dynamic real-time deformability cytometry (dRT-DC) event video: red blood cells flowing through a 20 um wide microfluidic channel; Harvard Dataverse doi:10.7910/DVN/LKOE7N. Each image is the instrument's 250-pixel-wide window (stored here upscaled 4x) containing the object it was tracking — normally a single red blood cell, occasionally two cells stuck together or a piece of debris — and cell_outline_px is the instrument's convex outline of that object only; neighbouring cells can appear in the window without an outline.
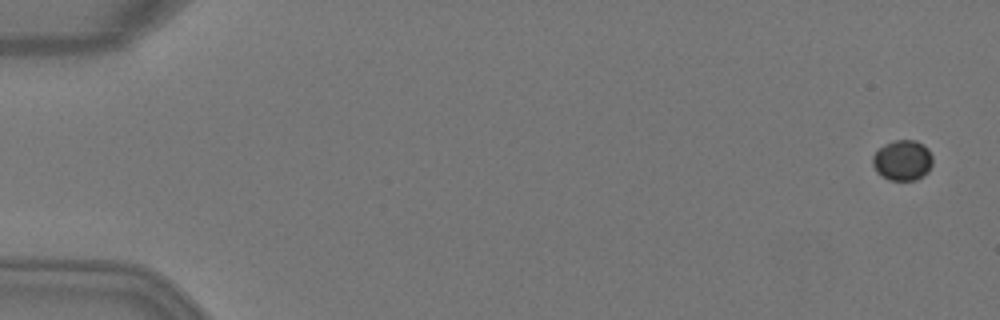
{"species": "Egyptian fruit bat (a non-hibernating species)", "species_latin": "Rousettus aegyptiacus", "temperature_condition": "warm", "stored_images_in_passage": 6, "camera_frame_rate_fps": 3000, "um_per_image_px": 0.085, "animal": {"sex": "female"}, "frame": {"image": 1, "passage_image": 1, "time_ms": 0.0, "image_size_px": [1000, 320], "cell_outline_px": [[932, 164], [928, 172], [916, 180], [888, 180], [876, 172], [872, 164], [872, 156], [884, 144], [896, 140], [916, 140], [924, 144], [928, 148], [932, 156]], "centroid_in_image_um": [76.72, 13.62], "position_along_channel_um": 8.3, "area_um2": 14.28}}